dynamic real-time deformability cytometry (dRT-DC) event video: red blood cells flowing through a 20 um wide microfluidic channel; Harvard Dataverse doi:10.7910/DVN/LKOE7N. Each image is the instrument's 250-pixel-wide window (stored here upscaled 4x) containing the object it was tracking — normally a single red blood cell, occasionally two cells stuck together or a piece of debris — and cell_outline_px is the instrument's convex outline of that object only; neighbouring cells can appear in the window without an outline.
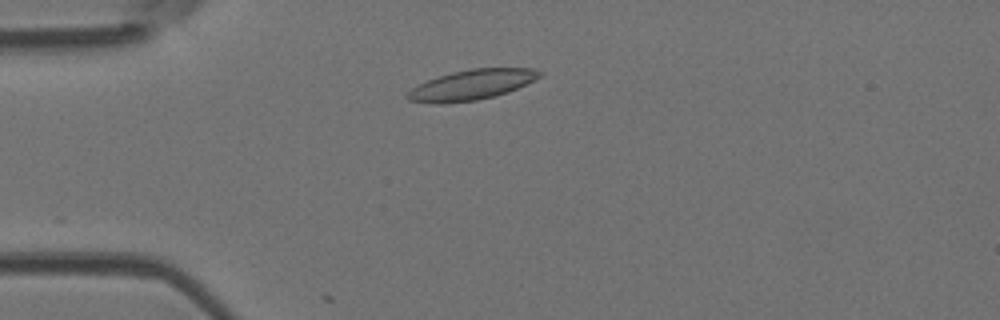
{"species": "Egyptian fruit bat (a non-hibernating species)", "species_latin": "Rousettus aegyptiacus", "temperature_condition": "room temperature", "stored_images_in_passage": 7, "camera_frame_rate_fps": 3000, "um_per_image_px": 0.085, "animal": {"sex": "female"}, "frame": {"image": 1, "passage_image": 4, "time_ms": 1.0, "image_size_px": [1000, 320], "cell_outline_px": [[544, 72], [540, 76], [508, 92], [476, 100], [440, 104], [408, 100], [404, 96], [412, 88], [428, 80], [452, 72], [472, 68], [532, 68]], "centroid_in_image_um": [40.07, 7.2], "position_along_channel_um": 44.9, "area_um2": 22.83}}